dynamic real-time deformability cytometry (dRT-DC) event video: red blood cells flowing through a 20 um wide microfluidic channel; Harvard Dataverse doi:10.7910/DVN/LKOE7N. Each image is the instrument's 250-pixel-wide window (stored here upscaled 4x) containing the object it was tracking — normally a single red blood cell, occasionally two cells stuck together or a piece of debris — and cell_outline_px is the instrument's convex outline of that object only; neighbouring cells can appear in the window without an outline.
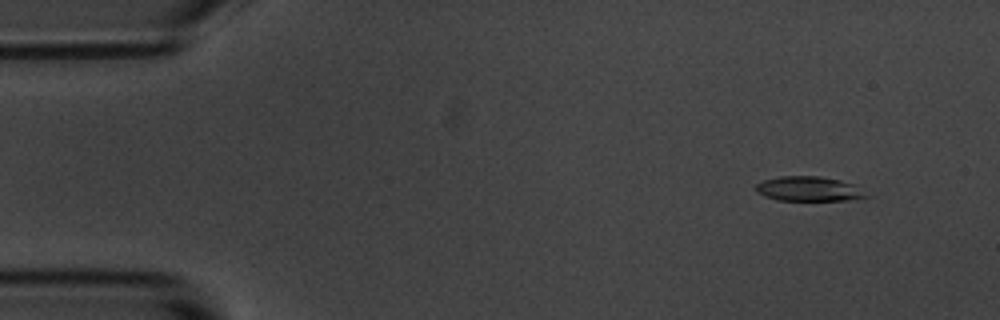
{"species": "common noctule bat (a hibernating species)", "species_latin": "Nyctalus noctula", "temperature_condition": "room temperature", "stored_images_in_passage": 3, "camera_frame_rate_fps": 3000, "um_per_image_px": 0.085, "animal": {"sex": "male", "body_mass_g": 20.1, "forearm_length_mm": 53.5}, "frame": {"image": 1, "passage_image": 1, "time_ms": 0.0, "image_size_px": [1000, 320], "cell_outline_px": [[868, 196], [856, 200], [776, 200], [764, 196], [756, 192], [756, 184], [764, 180], [780, 176], [820, 176], [840, 180], [852, 184]], "centroid_in_image_um": [68.7, 16.06], "position_along_channel_um": 16.3, "area_um2": 15.72}}
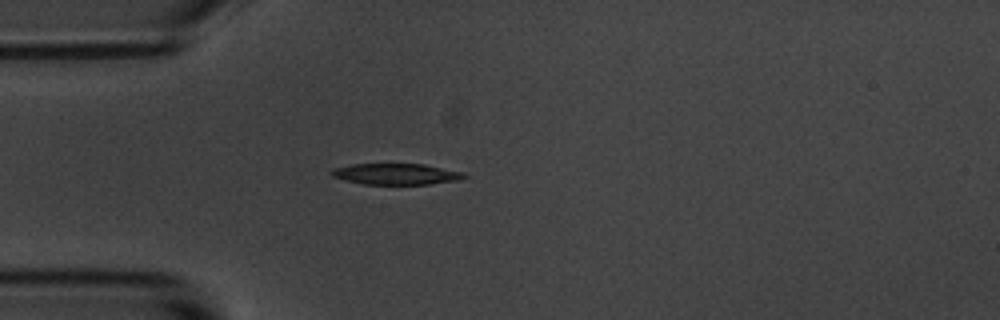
{"frame": {"image": 2, "passage_image": 3, "time_ms": 0.667, "image_size_px": [1000, 320], "cell_outline_px": [[468, 176], [460, 180], [428, 184], [364, 184], [344, 180], [332, 176], [328, 172], [332, 168], [352, 164], [424, 164], [464, 172]], "centroid_in_image_um": [33.66, 14.79], "position_along_channel_um": 51.3, "area_um2": 16.42}}